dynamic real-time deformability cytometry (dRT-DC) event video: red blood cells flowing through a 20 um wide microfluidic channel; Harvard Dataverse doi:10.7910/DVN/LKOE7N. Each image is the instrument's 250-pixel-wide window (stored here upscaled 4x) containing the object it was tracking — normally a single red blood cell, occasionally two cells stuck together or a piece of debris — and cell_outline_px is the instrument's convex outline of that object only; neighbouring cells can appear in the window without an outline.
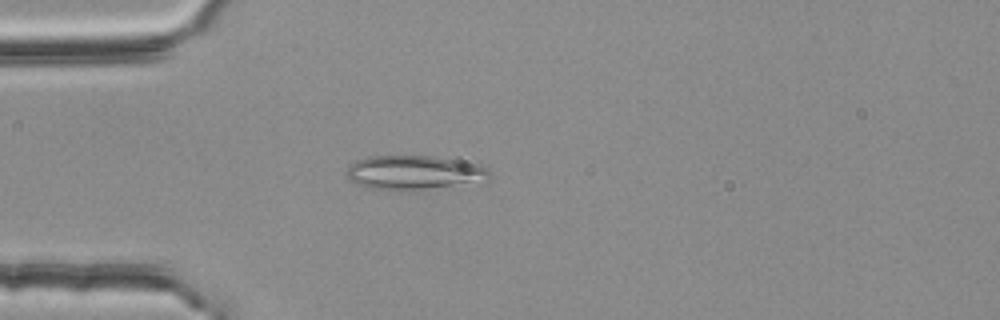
{"species": "common noctule bat (a hibernating species)", "species_latin": "Nyctalus noctula", "temperature_condition": "room temperature", "stored_images_in_passage": 4, "camera_frame_rate_fps": 3000, "um_per_image_px": 0.085, "animal": {"sex": "female", "body_mass_g": 25.1}, "frame": {"image": 1, "passage_image": 4, "time_ms": 1.0, "image_size_px": [1000, 320], "cell_outline_px": [[492, 176], [488, 180], [416, 192], [400, 192], [368, 188], [348, 180], [348, 164], [356, 160], [368, 156], [432, 156], [480, 164], [488, 168], [492, 172]], "centroid_in_image_um": [35.22, 14.7], "position_along_channel_um": 49.8, "area_um2": 29.42}}